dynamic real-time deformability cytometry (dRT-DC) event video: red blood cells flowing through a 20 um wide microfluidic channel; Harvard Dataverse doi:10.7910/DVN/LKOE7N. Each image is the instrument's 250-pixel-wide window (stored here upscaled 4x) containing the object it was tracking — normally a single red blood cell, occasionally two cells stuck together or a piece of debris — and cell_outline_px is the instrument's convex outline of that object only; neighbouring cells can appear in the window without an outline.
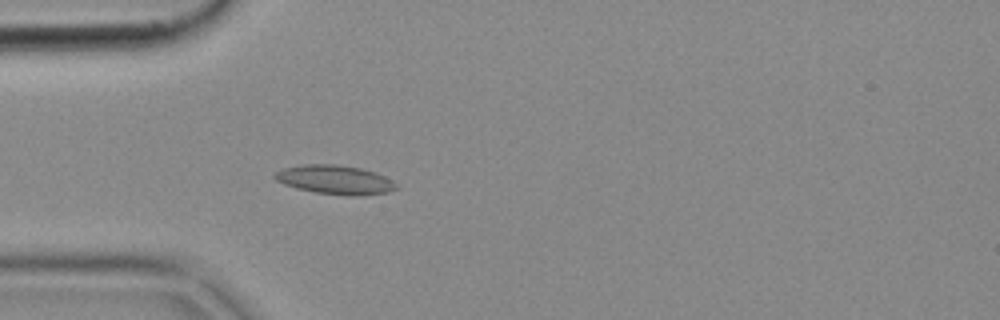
{"species": "common noctule bat (a hibernating species)", "species_latin": "Nyctalus noctula", "temperature_condition": "cold", "stored_images_in_passage": 39, "camera_frame_rate_fps": 3000, "um_per_image_px": 0.085, "animal": {"sex": "female", "body_mass_g": 18.4}, "frame": {"image": 1, "passage_image": 8, "time_ms": 2.333, "image_size_px": [1000, 320], "cell_outline_px": [[396, 188], [388, 192], [360, 196], [348, 196], [316, 192], [296, 188], [284, 184], [276, 180], [272, 176], [276, 172], [284, 168], [304, 164], [336, 164], [360, 168], [376, 172], [392, 180], [396, 184]], "centroid_in_image_um": [28.47, 15.28], "position_along_channel_um": 56.5, "area_um2": 20.52}}
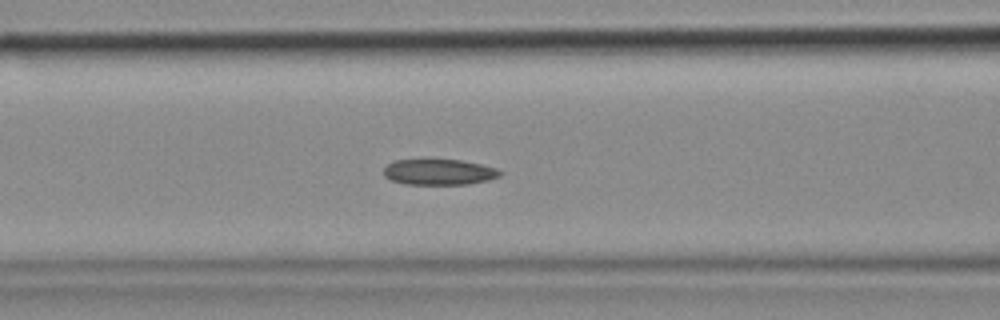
{"frame": {"image": 2, "passage_image": 14, "time_ms": 4.333, "image_size_px": [1000, 320], "cell_outline_px": [[504, 172], [500, 176], [488, 180], [468, 184], [408, 184], [392, 180], [384, 176], [384, 168], [392, 160], [428, 156], [460, 160], [480, 164], [496, 168]], "centroid_in_image_um": [37.28, 14.56], "position_along_channel_um": 129.3, "area_um2": 18.32}}
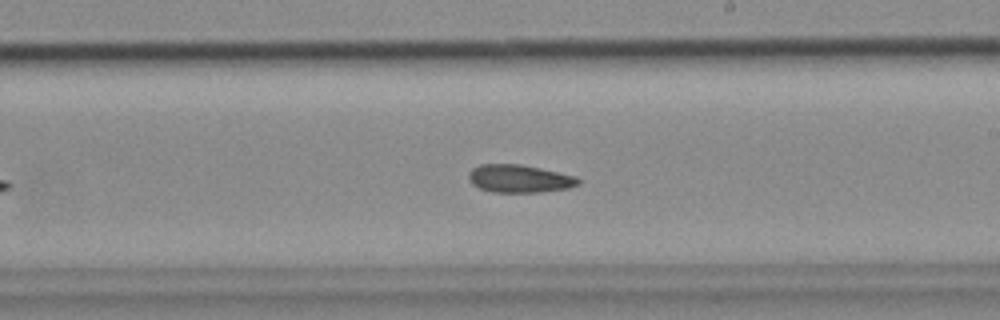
{"frame": {"image": 3, "passage_image": 23, "time_ms": 7.333, "image_size_px": [1000, 320], "cell_outline_px": [[580, 184], [568, 188], [536, 192], [492, 192], [480, 188], [472, 184], [468, 180], [468, 172], [472, 168], [480, 164], [520, 164], [540, 168], [576, 176], [580, 180]], "centroid_in_image_um": [44.12, 15.18], "position_along_channel_um": 244.9, "area_um2": 17.8}}